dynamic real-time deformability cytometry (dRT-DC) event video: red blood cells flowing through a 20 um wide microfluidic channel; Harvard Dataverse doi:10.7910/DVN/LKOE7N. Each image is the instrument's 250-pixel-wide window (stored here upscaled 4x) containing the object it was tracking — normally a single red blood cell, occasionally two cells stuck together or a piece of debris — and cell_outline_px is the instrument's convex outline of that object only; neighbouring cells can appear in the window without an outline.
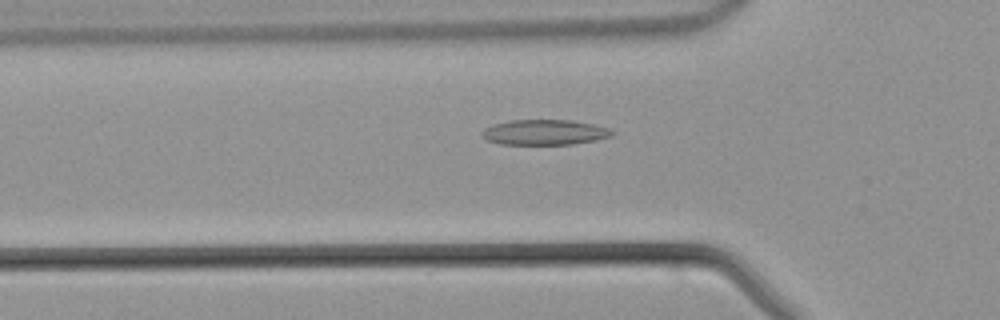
{"species": "common noctule bat (a hibernating species)", "species_latin": "Nyctalus noctula", "temperature_condition": "warm", "stored_images_in_passage": 30, "camera_frame_rate_fps": 3000, "um_per_image_px": 0.085, "animal": {"sex": "male", "body_mass_g": 21.5, "forearm_length_mm": 52.0}, "frame": {"image": 1, "passage_image": 2, "time_ms": 0.333, "image_size_px": [1000, 320], "cell_outline_px": [[616, 132], [612, 136], [596, 140], [572, 144], [500, 144], [488, 140], [480, 136], [480, 132], [484, 128], [492, 124], [508, 120], [572, 120], [596, 124], [608, 128]], "centroid_in_image_um": [46.28, 11.23], "position_along_channel_um": 79.5, "area_um2": 19.42}}
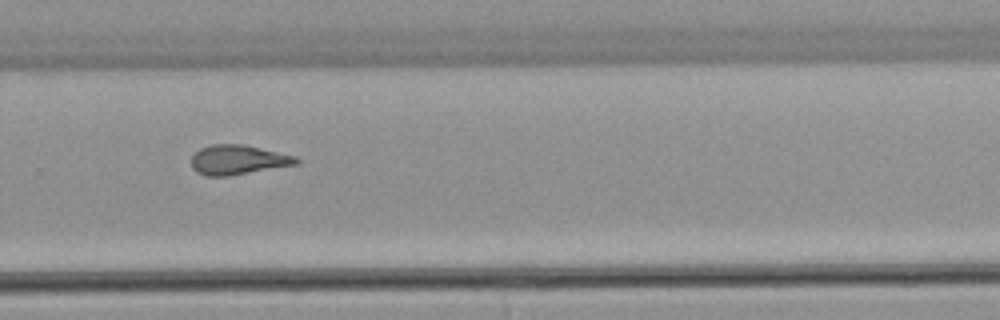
{"frame": {"image": 2, "passage_image": 17, "time_ms": 5.333, "image_size_px": [1000, 320], "cell_outline_px": [[300, 164], [228, 176], [204, 176], [196, 172], [192, 168], [192, 156], [200, 148], [212, 144], [244, 144], [296, 156], [300, 160]], "centroid_in_image_um": [20.24, 13.59], "position_along_channel_um": 309.6, "area_um2": 18.26}}
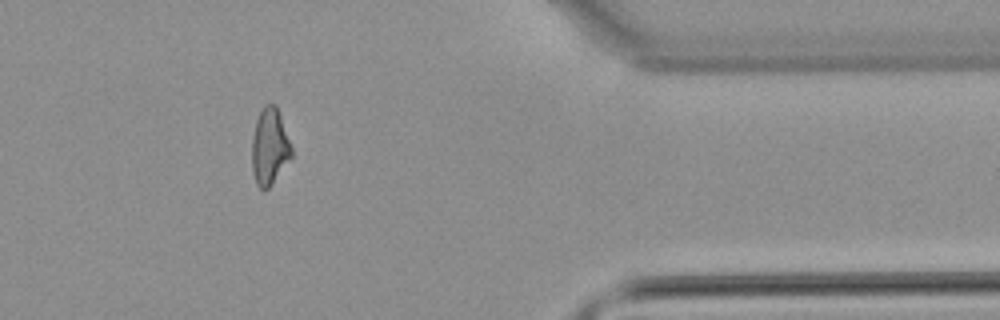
{"frame": {"image": 3, "passage_image": 24, "time_ms": 7.667, "image_size_px": [1000, 320], "cell_outline_px": [[292, 156], [268, 188], [264, 192], [256, 184], [252, 172], [252, 136], [256, 120], [264, 104], [276, 104], [292, 148]], "centroid_in_image_um": [22.89, 12.47], "position_along_channel_um": 388.5, "area_um2": 17.57}}